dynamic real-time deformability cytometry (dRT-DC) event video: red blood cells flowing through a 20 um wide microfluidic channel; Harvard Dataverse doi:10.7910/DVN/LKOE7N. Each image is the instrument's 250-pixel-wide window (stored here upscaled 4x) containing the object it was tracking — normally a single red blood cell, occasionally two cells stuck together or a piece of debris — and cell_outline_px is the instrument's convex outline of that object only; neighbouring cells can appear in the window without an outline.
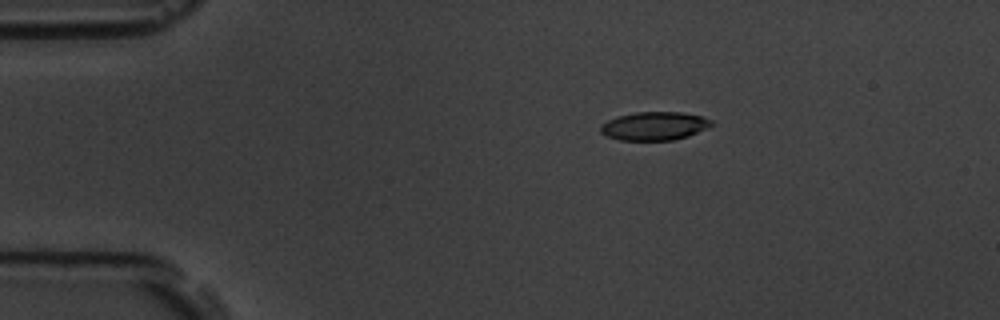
{"species": "common noctule bat (a hibernating species)", "species_latin": "Nyctalus noctula", "temperature_condition": "room temperature", "stored_images_in_passage": 4, "camera_frame_rate_fps": 3000, "um_per_image_px": 0.085, "animal": {"sex": "male", "body_mass_g": 19.5, "forearm_length_mm": 54.6}, "frame": {"image": 1, "passage_image": 2, "time_ms": 1.0, "image_size_px": [1000, 320], "cell_outline_px": [[716, 124], [688, 136], [672, 140], [620, 140], [608, 136], [600, 132], [600, 124], [616, 116], [636, 112], [680, 112], [700, 116], [712, 120]], "centroid_in_image_um": [55.62, 10.7], "position_along_channel_um": 29.4, "area_um2": 18.38}}